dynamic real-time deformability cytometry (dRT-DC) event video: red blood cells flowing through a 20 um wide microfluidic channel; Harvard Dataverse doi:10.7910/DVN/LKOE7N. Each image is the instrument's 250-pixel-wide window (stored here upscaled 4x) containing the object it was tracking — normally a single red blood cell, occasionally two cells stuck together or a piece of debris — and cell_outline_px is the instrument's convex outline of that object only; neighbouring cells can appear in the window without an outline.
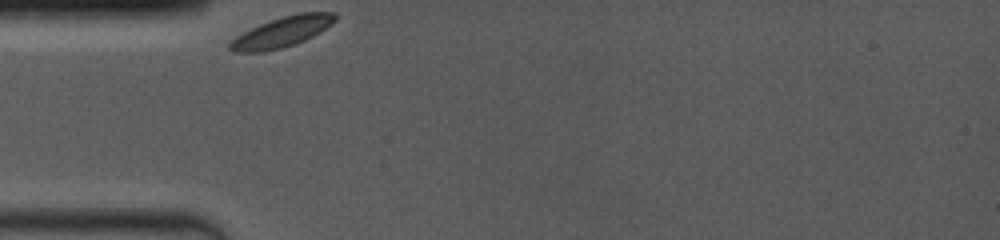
{"species": "common noctule bat (a hibernating species)", "species_latin": "Nyctalus noctula", "temperature_condition": "room temperature", "stored_images_in_passage": 36, "camera_frame_rate_fps": 4000, "um_per_image_px": 0.085, "animal": {"sex": "female", "body_mass_g": 19.0, "forearm_length_mm": 53.3}, "frame": {"image": 1, "passage_image": 1, "time_ms": 0.0, "image_size_px": [1000, 240], "cell_outline_px": [[336, 20], [320, 32], [296, 44], [264, 52], [232, 52], [228, 48], [228, 44], [236, 36], [260, 24], [296, 12], [336, 12]], "centroid_in_image_um": [23.97, 2.72], "position_along_channel_um": 61.0, "area_um2": 18.5}}
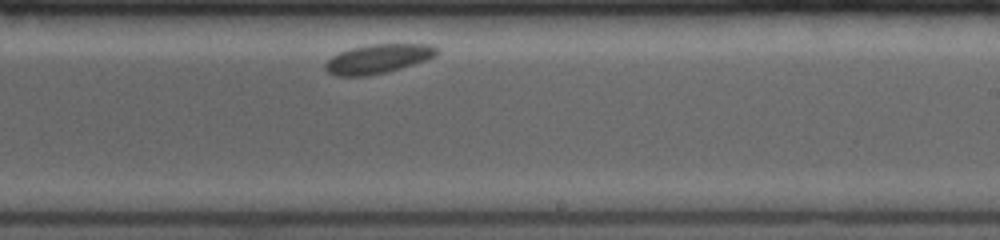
{"frame": {"image": 2, "passage_image": 21, "time_ms": 5.75, "image_size_px": [1000, 240], "cell_outline_px": [[440, 52], [436, 56], [400, 68], [384, 72], [364, 76], [336, 76], [328, 72], [324, 68], [324, 64], [332, 56], [340, 52], [352, 48], [372, 44], [432, 44]], "centroid_in_image_um": [32.12, 4.99], "position_along_channel_um": 256.9, "area_um2": 18.73}}
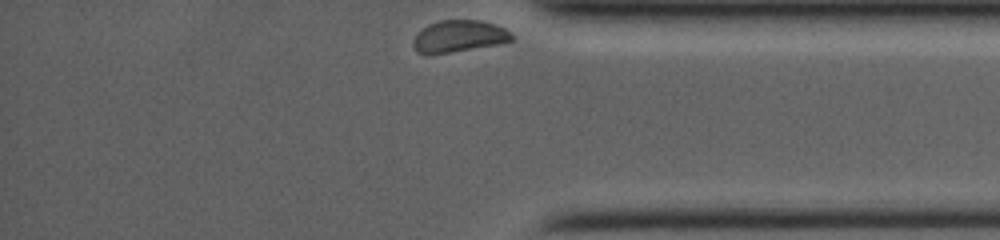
{"frame": {"image": 3, "passage_image": 36, "time_ms": 9.75, "image_size_px": [1000, 240], "cell_outline_px": [[512, 40], [496, 44], [428, 56], [424, 56], [416, 52], [412, 44], [416, 36], [428, 24], [440, 20], [484, 20], [496, 24], [512, 32]], "centroid_in_image_um": [38.98, 3.09], "position_along_channel_um": 396.2, "area_um2": 18.38}}